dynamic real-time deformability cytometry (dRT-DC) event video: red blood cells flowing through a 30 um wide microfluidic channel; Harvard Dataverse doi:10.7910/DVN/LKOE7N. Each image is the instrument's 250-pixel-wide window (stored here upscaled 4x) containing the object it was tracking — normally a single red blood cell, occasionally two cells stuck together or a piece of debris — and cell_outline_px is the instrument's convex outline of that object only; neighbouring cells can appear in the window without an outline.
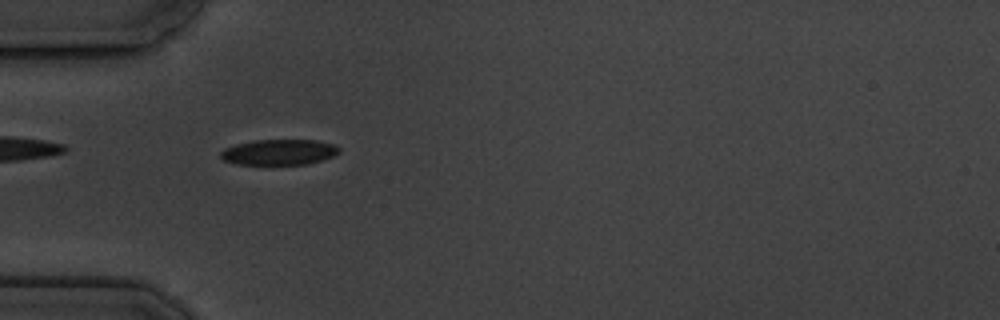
{"species": "common noctule bat (a hibernating species)", "species_latin": "Nyctalus noctula", "temperature_condition": "cold", "stored_images_in_passage": 3, "camera_frame_rate_fps": 3000, "um_per_image_px": 0.085, "animal": {"sex": "male", "body_mass_g": 19.5, "forearm_length_mm": 54.6}, "frame": {"image": 1, "passage_image": 1, "time_ms": 0.0, "image_size_px": [1000, 320], "cell_outline_px": [[340, 152], [324, 160], [308, 164], [236, 164], [224, 160], [220, 156], [220, 152], [224, 148], [236, 144], [256, 140], [316, 140], [336, 144], [340, 148]], "centroid_in_image_um": [23.75, 12.93], "position_along_channel_um": 61.2, "area_um2": 17.74}}
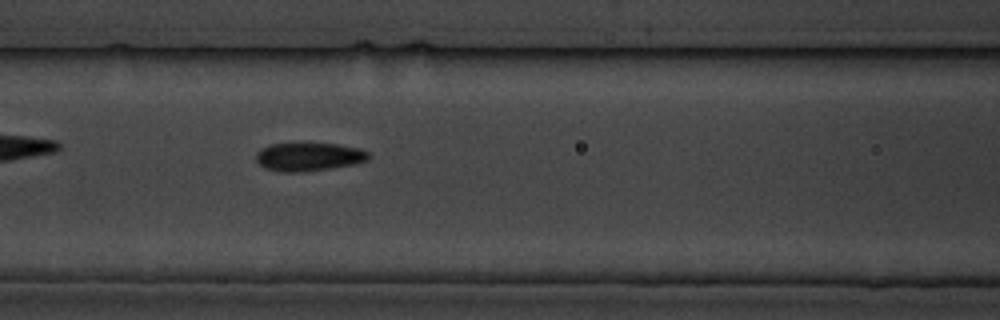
{"frame": {"image": 2, "passage_image": 3, "time_ms": 2.333, "image_size_px": [1000, 320], "cell_outline_px": [[372, 156], [368, 160], [352, 164], [328, 168], [300, 172], [280, 172], [264, 168], [256, 160], [256, 152], [260, 148], [272, 144], [336, 144], [360, 148], [368, 152]], "centroid_in_image_um": [26.23, 13.33], "position_along_channel_um": 140.4, "area_um2": 18.44}}